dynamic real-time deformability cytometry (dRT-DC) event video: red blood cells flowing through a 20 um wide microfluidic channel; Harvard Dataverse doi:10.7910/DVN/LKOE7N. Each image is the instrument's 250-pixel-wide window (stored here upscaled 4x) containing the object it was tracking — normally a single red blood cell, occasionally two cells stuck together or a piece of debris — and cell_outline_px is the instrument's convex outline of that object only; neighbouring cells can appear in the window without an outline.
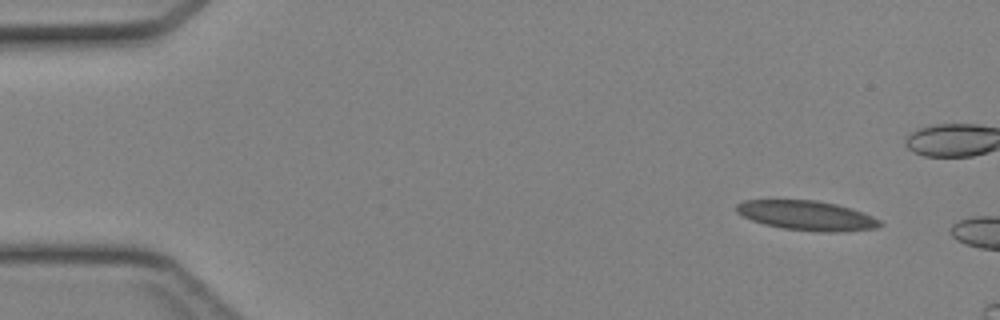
{"species": "Egyptian fruit bat (a non-hibernating species)", "species_latin": "Rousettus aegyptiacus", "temperature_condition": "cold", "stored_images_in_passage": 3, "camera_frame_rate_fps": 3000, "um_per_image_px": 0.085, "animal": {"sex": "female"}, "frame": {"image": 1, "passage_image": 1, "time_ms": 0.0, "image_size_px": [1000, 320], "cell_outline_px": [[884, 224], [876, 228], [844, 232], [820, 232], [784, 228], [764, 224], [752, 220], [736, 212], [736, 204], [744, 200], [816, 200], [836, 204], [852, 208], [872, 216], [880, 220]], "centroid_in_image_um": [68.61, 18.32], "position_along_channel_um": 16.4, "area_um2": 24.8}}